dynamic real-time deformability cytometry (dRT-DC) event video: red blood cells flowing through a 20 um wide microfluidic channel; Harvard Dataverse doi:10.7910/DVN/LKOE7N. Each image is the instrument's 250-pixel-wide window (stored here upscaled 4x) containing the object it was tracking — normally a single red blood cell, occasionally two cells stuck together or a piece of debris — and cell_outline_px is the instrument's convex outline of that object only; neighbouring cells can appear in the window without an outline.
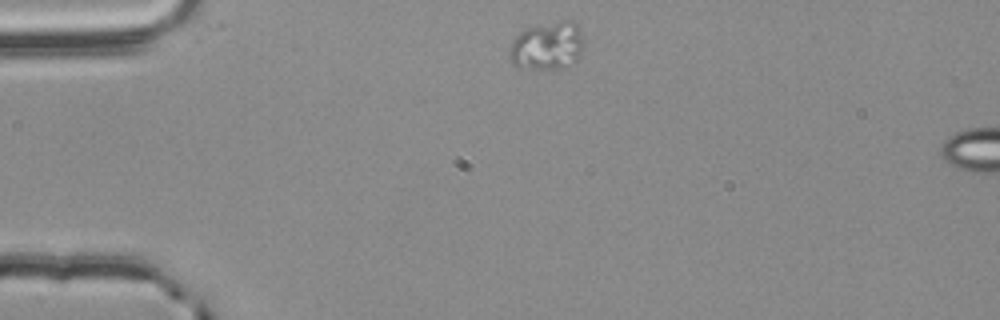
{"species": "common noctule bat (a hibernating species)", "species_latin": "Nyctalus noctula", "temperature_condition": "room temperature", "stored_images_in_passage": 43, "camera_frame_rate_fps": 3000, "um_per_image_px": 0.085, "animal": {"sex": "male", "body_mass_g": 20.4}, "frame": {"image": 1, "passage_image": 1, "time_ms": 0.0, "image_size_px": [1000, 320], "cell_outline_px": [[584, 44], [580, 56], [576, 64], [568, 68], [520, 68], [512, 64], [508, 56], [508, 48], [512, 40], [524, 28], [560, 20], [572, 20], [580, 28]], "centroid_in_image_um": [46.52, 3.9], "position_along_channel_um": 38.5, "area_um2": 21.5}}
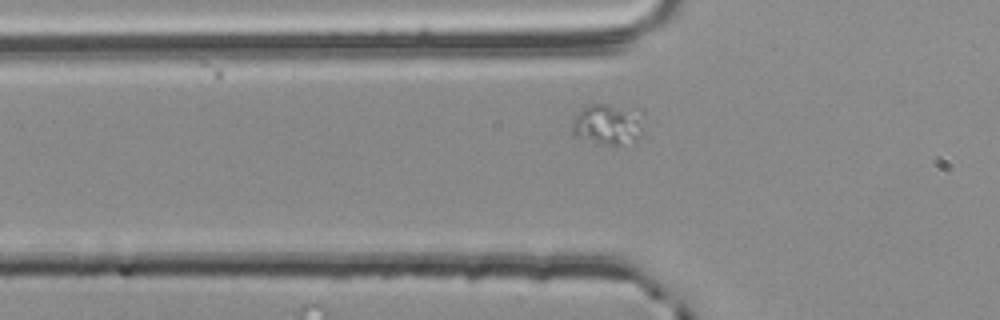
{"frame": {"image": 2, "passage_image": 7, "time_ms": 2.0, "image_size_px": [1000, 320], "cell_outline_px": [[644, 132], [636, 140], [620, 144], [608, 144], [576, 136], [572, 132], [572, 124], [576, 116], [584, 108], [592, 104], [608, 104], [644, 108]], "centroid_in_image_um": [51.82, 10.5], "position_along_channel_um": 74.0, "area_um2": 17.34}}